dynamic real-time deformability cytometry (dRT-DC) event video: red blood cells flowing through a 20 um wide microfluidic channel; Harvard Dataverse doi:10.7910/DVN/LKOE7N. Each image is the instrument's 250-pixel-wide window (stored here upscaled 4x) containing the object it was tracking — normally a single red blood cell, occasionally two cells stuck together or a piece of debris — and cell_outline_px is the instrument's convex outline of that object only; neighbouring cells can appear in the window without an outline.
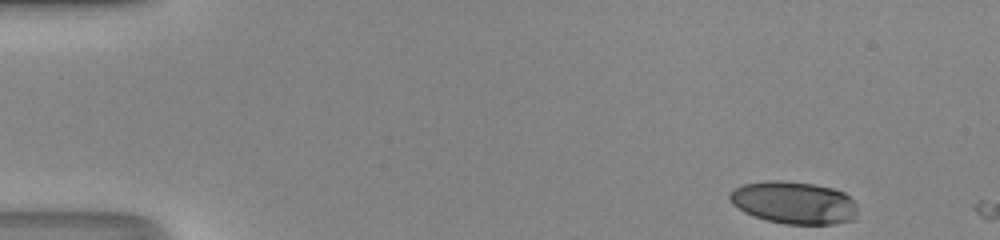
{"species": "human", "species_latin": "Homo sapiens", "temperature_condition": "room temperature", "stored_images_in_passage": 2, "camera_frame_rate_fps": 3000, "um_per_image_px": 0.085, "donor": {"sex": "male"}, "frame": {"image": 1, "passage_image": 1, "time_ms": 0.0, "image_size_px": [1000, 240], "cell_outline_px": [[856, 220], [836, 224], [784, 224], [764, 220], [744, 212], [732, 204], [728, 196], [732, 188], [744, 184], [764, 180], [780, 180], [816, 184], [832, 188], [844, 192], [856, 204]], "centroid_in_image_um": [67.47, 17.23], "position_along_channel_um": 17.5, "area_um2": 32.08}}